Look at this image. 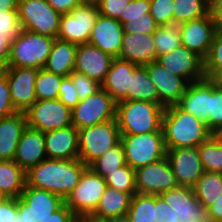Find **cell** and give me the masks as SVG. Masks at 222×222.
Instances as JSON below:
<instances>
[{
	"label": "cell",
	"mask_w": 222,
	"mask_h": 222,
	"mask_svg": "<svg viewBox=\"0 0 222 222\" xmlns=\"http://www.w3.org/2000/svg\"><path fill=\"white\" fill-rule=\"evenodd\" d=\"M153 39L157 57L174 51L182 45L180 24L172 23L159 26L153 33Z\"/></svg>",
	"instance_id": "35"
},
{
	"label": "cell",
	"mask_w": 222,
	"mask_h": 222,
	"mask_svg": "<svg viewBox=\"0 0 222 222\" xmlns=\"http://www.w3.org/2000/svg\"><path fill=\"white\" fill-rule=\"evenodd\" d=\"M166 158L179 186L193 187L204 173L198 147L167 149Z\"/></svg>",
	"instance_id": "17"
},
{
	"label": "cell",
	"mask_w": 222,
	"mask_h": 222,
	"mask_svg": "<svg viewBox=\"0 0 222 222\" xmlns=\"http://www.w3.org/2000/svg\"><path fill=\"white\" fill-rule=\"evenodd\" d=\"M11 42L4 35H0V67H7L10 57Z\"/></svg>",
	"instance_id": "55"
},
{
	"label": "cell",
	"mask_w": 222,
	"mask_h": 222,
	"mask_svg": "<svg viewBox=\"0 0 222 222\" xmlns=\"http://www.w3.org/2000/svg\"><path fill=\"white\" fill-rule=\"evenodd\" d=\"M209 15L222 31V0H209Z\"/></svg>",
	"instance_id": "54"
},
{
	"label": "cell",
	"mask_w": 222,
	"mask_h": 222,
	"mask_svg": "<svg viewBox=\"0 0 222 222\" xmlns=\"http://www.w3.org/2000/svg\"><path fill=\"white\" fill-rule=\"evenodd\" d=\"M116 119L78 130V158L87 166L120 142Z\"/></svg>",
	"instance_id": "7"
},
{
	"label": "cell",
	"mask_w": 222,
	"mask_h": 222,
	"mask_svg": "<svg viewBox=\"0 0 222 222\" xmlns=\"http://www.w3.org/2000/svg\"><path fill=\"white\" fill-rule=\"evenodd\" d=\"M79 222H91L88 219H80Z\"/></svg>",
	"instance_id": "61"
},
{
	"label": "cell",
	"mask_w": 222,
	"mask_h": 222,
	"mask_svg": "<svg viewBox=\"0 0 222 222\" xmlns=\"http://www.w3.org/2000/svg\"><path fill=\"white\" fill-rule=\"evenodd\" d=\"M65 204L62 197L52 192L25 186L17 198V210L27 222H40Z\"/></svg>",
	"instance_id": "14"
},
{
	"label": "cell",
	"mask_w": 222,
	"mask_h": 222,
	"mask_svg": "<svg viewBox=\"0 0 222 222\" xmlns=\"http://www.w3.org/2000/svg\"><path fill=\"white\" fill-rule=\"evenodd\" d=\"M131 0H95L100 15L118 20Z\"/></svg>",
	"instance_id": "45"
},
{
	"label": "cell",
	"mask_w": 222,
	"mask_h": 222,
	"mask_svg": "<svg viewBox=\"0 0 222 222\" xmlns=\"http://www.w3.org/2000/svg\"><path fill=\"white\" fill-rule=\"evenodd\" d=\"M126 164L134 170L166 157L163 131L146 134H121Z\"/></svg>",
	"instance_id": "6"
},
{
	"label": "cell",
	"mask_w": 222,
	"mask_h": 222,
	"mask_svg": "<svg viewBox=\"0 0 222 222\" xmlns=\"http://www.w3.org/2000/svg\"><path fill=\"white\" fill-rule=\"evenodd\" d=\"M137 67L133 62L114 58L101 87L118 103L127 101V90H130V73Z\"/></svg>",
	"instance_id": "27"
},
{
	"label": "cell",
	"mask_w": 222,
	"mask_h": 222,
	"mask_svg": "<svg viewBox=\"0 0 222 222\" xmlns=\"http://www.w3.org/2000/svg\"><path fill=\"white\" fill-rule=\"evenodd\" d=\"M59 14L70 13L86 0H46Z\"/></svg>",
	"instance_id": "52"
},
{
	"label": "cell",
	"mask_w": 222,
	"mask_h": 222,
	"mask_svg": "<svg viewBox=\"0 0 222 222\" xmlns=\"http://www.w3.org/2000/svg\"><path fill=\"white\" fill-rule=\"evenodd\" d=\"M72 125L78 130L116 119V102L102 87L72 109Z\"/></svg>",
	"instance_id": "11"
},
{
	"label": "cell",
	"mask_w": 222,
	"mask_h": 222,
	"mask_svg": "<svg viewBox=\"0 0 222 222\" xmlns=\"http://www.w3.org/2000/svg\"><path fill=\"white\" fill-rule=\"evenodd\" d=\"M77 46L56 38L43 68L63 77L70 75L74 71Z\"/></svg>",
	"instance_id": "29"
},
{
	"label": "cell",
	"mask_w": 222,
	"mask_h": 222,
	"mask_svg": "<svg viewBox=\"0 0 222 222\" xmlns=\"http://www.w3.org/2000/svg\"><path fill=\"white\" fill-rule=\"evenodd\" d=\"M148 13H150V0H131L118 20L123 24L127 22V18L144 17V14Z\"/></svg>",
	"instance_id": "48"
},
{
	"label": "cell",
	"mask_w": 222,
	"mask_h": 222,
	"mask_svg": "<svg viewBox=\"0 0 222 222\" xmlns=\"http://www.w3.org/2000/svg\"><path fill=\"white\" fill-rule=\"evenodd\" d=\"M9 197L4 194L2 191H0V204L5 202Z\"/></svg>",
	"instance_id": "60"
},
{
	"label": "cell",
	"mask_w": 222,
	"mask_h": 222,
	"mask_svg": "<svg viewBox=\"0 0 222 222\" xmlns=\"http://www.w3.org/2000/svg\"><path fill=\"white\" fill-rule=\"evenodd\" d=\"M123 35V25L119 20L98 14L88 43L117 58L121 50Z\"/></svg>",
	"instance_id": "22"
},
{
	"label": "cell",
	"mask_w": 222,
	"mask_h": 222,
	"mask_svg": "<svg viewBox=\"0 0 222 222\" xmlns=\"http://www.w3.org/2000/svg\"><path fill=\"white\" fill-rule=\"evenodd\" d=\"M181 44L213 70H222V31L208 14L180 24Z\"/></svg>",
	"instance_id": "2"
},
{
	"label": "cell",
	"mask_w": 222,
	"mask_h": 222,
	"mask_svg": "<svg viewBox=\"0 0 222 222\" xmlns=\"http://www.w3.org/2000/svg\"><path fill=\"white\" fill-rule=\"evenodd\" d=\"M113 57L92 44L85 43L77 46L74 71L102 84L113 61Z\"/></svg>",
	"instance_id": "21"
},
{
	"label": "cell",
	"mask_w": 222,
	"mask_h": 222,
	"mask_svg": "<svg viewBox=\"0 0 222 222\" xmlns=\"http://www.w3.org/2000/svg\"><path fill=\"white\" fill-rule=\"evenodd\" d=\"M166 149L198 147L211 137L207 124L178 105L166 107L162 116Z\"/></svg>",
	"instance_id": "3"
},
{
	"label": "cell",
	"mask_w": 222,
	"mask_h": 222,
	"mask_svg": "<svg viewBox=\"0 0 222 222\" xmlns=\"http://www.w3.org/2000/svg\"><path fill=\"white\" fill-rule=\"evenodd\" d=\"M18 0H0V11H18Z\"/></svg>",
	"instance_id": "56"
},
{
	"label": "cell",
	"mask_w": 222,
	"mask_h": 222,
	"mask_svg": "<svg viewBox=\"0 0 222 222\" xmlns=\"http://www.w3.org/2000/svg\"><path fill=\"white\" fill-rule=\"evenodd\" d=\"M160 196L179 217V222H203L207 220L206 209L197 200L192 187L178 186Z\"/></svg>",
	"instance_id": "19"
},
{
	"label": "cell",
	"mask_w": 222,
	"mask_h": 222,
	"mask_svg": "<svg viewBox=\"0 0 222 222\" xmlns=\"http://www.w3.org/2000/svg\"><path fill=\"white\" fill-rule=\"evenodd\" d=\"M25 186L26 172L15 161H0V191L18 198Z\"/></svg>",
	"instance_id": "30"
},
{
	"label": "cell",
	"mask_w": 222,
	"mask_h": 222,
	"mask_svg": "<svg viewBox=\"0 0 222 222\" xmlns=\"http://www.w3.org/2000/svg\"><path fill=\"white\" fill-rule=\"evenodd\" d=\"M206 217L210 222H222V191L219 198L206 209Z\"/></svg>",
	"instance_id": "53"
},
{
	"label": "cell",
	"mask_w": 222,
	"mask_h": 222,
	"mask_svg": "<svg viewBox=\"0 0 222 222\" xmlns=\"http://www.w3.org/2000/svg\"><path fill=\"white\" fill-rule=\"evenodd\" d=\"M16 112L11 100L6 73L2 71L0 73V119Z\"/></svg>",
	"instance_id": "46"
},
{
	"label": "cell",
	"mask_w": 222,
	"mask_h": 222,
	"mask_svg": "<svg viewBox=\"0 0 222 222\" xmlns=\"http://www.w3.org/2000/svg\"><path fill=\"white\" fill-rule=\"evenodd\" d=\"M177 105L205 122L210 130L211 73L205 79L190 83Z\"/></svg>",
	"instance_id": "20"
},
{
	"label": "cell",
	"mask_w": 222,
	"mask_h": 222,
	"mask_svg": "<svg viewBox=\"0 0 222 222\" xmlns=\"http://www.w3.org/2000/svg\"><path fill=\"white\" fill-rule=\"evenodd\" d=\"M174 0H150V16L159 25L173 23Z\"/></svg>",
	"instance_id": "41"
},
{
	"label": "cell",
	"mask_w": 222,
	"mask_h": 222,
	"mask_svg": "<svg viewBox=\"0 0 222 222\" xmlns=\"http://www.w3.org/2000/svg\"><path fill=\"white\" fill-rule=\"evenodd\" d=\"M21 29L18 11H0V35L12 43Z\"/></svg>",
	"instance_id": "43"
},
{
	"label": "cell",
	"mask_w": 222,
	"mask_h": 222,
	"mask_svg": "<svg viewBox=\"0 0 222 222\" xmlns=\"http://www.w3.org/2000/svg\"><path fill=\"white\" fill-rule=\"evenodd\" d=\"M132 194L107 187L101 196L96 210L87 218L91 222H103L112 217L127 214Z\"/></svg>",
	"instance_id": "28"
},
{
	"label": "cell",
	"mask_w": 222,
	"mask_h": 222,
	"mask_svg": "<svg viewBox=\"0 0 222 222\" xmlns=\"http://www.w3.org/2000/svg\"><path fill=\"white\" fill-rule=\"evenodd\" d=\"M24 113L28 127L41 132L72 125V110L59 99L36 100Z\"/></svg>",
	"instance_id": "12"
},
{
	"label": "cell",
	"mask_w": 222,
	"mask_h": 222,
	"mask_svg": "<svg viewBox=\"0 0 222 222\" xmlns=\"http://www.w3.org/2000/svg\"><path fill=\"white\" fill-rule=\"evenodd\" d=\"M72 82L76 88V93L79 100L85 99L94 94L98 89L101 88L96 80L87 77L85 74L73 71L70 74Z\"/></svg>",
	"instance_id": "44"
},
{
	"label": "cell",
	"mask_w": 222,
	"mask_h": 222,
	"mask_svg": "<svg viewBox=\"0 0 222 222\" xmlns=\"http://www.w3.org/2000/svg\"><path fill=\"white\" fill-rule=\"evenodd\" d=\"M103 222H131V221H130L128 215L125 214V215H121L118 217H112V218L106 219Z\"/></svg>",
	"instance_id": "58"
},
{
	"label": "cell",
	"mask_w": 222,
	"mask_h": 222,
	"mask_svg": "<svg viewBox=\"0 0 222 222\" xmlns=\"http://www.w3.org/2000/svg\"><path fill=\"white\" fill-rule=\"evenodd\" d=\"M44 141L48 159H78V129L75 126L44 132Z\"/></svg>",
	"instance_id": "23"
},
{
	"label": "cell",
	"mask_w": 222,
	"mask_h": 222,
	"mask_svg": "<svg viewBox=\"0 0 222 222\" xmlns=\"http://www.w3.org/2000/svg\"><path fill=\"white\" fill-rule=\"evenodd\" d=\"M144 100L159 103V95L154 83L144 66H137L130 73V90H127V101Z\"/></svg>",
	"instance_id": "31"
},
{
	"label": "cell",
	"mask_w": 222,
	"mask_h": 222,
	"mask_svg": "<svg viewBox=\"0 0 222 222\" xmlns=\"http://www.w3.org/2000/svg\"><path fill=\"white\" fill-rule=\"evenodd\" d=\"M87 167L79 158H46L26 172V186L52 192L65 200L79 183Z\"/></svg>",
	"instance_id": "1"
},
{
	"label": "cell",
	"mask_w": 222,
	"mask_h": 222,
	"mask_svg": "<svg viewBox=\"0 0 222 222\" xmlns=\"http://www.w3.org/2000/svg\"><path fill=\"white\" fill-rule=\"evenodd\" d=\"M118 58L133 62L137 66H145L156 61L153 34L124 33Z\"/></svg>",
	"instance_id": "25"
},
{
	"label": "cell",
	"mask_w": 222,
	"mask_h": 222,
	"mask_svg": "<svg viewBox=\"0 0 222 222\" xmlns=\"http://www.w3.org/2000/svg\"><path fill=\"white\" fill-rule=\"evenodd\" d=\"M177 213L160 195H155L154 222H179Z\"/></svg>",
	"instance_id": "49"
},
{
	"label": "cell",
	"mask_w": 222,
	"mask_h": 222,
	"mask_svg": "<svg viewBox=\"0 0 222 222\" xmlns=\"http://www.w3.org/2000/svg\"><path fill=\"white\" fill-rule=\"evenodd\" d=\"M10 88V96L17 112H26L37 100L35 96V83L39 69L32 67H6Z\"/></svg>",
	"instance_id": "16"
},
{
	"label": "cell",
	"mask_w": 222,
	"mask_h": 222,
	"mask_svg": "<svg viewBox=\"0 0 222 222\" xmlns=\"http://www.w3.org/2000/svg\"><path fill=\"white\" fill-rule=\"evenodd\" d=\"M126 165L124 149L119 142L114 147L108 149L104 154L95 159L90 167L97 175L105 177L108 173L116 171Z\"/></svg>",
	"instance_id": "34"
},
{
	"label": "cell",
	"mask_w": 222,
	"mask_h": 222,
	"mask_svg": "<svg viewBox=\"0 0 222 222\" xmlns=\"http://www.w3.org/2000/svg\"><path fill=\"white\" fill-rule=\"evenodd\" d=\"M98 14L94 0H86L70 13L62 14L57 39L77 45L88 43Z\"/></svg>",
	"instance_id": "10"
},
{
	"label": "cell",
	"mask_w": 222,
	"mask_h": 222,
	"mask_svg": "<svg viewBox=\"0 0 222 222\" xmlns=\"http://www.w3.org/2000/svg\"><path fill=\"white\" fill-rule=\"evenodd\" d=\"M192 188L197 200L207 209L221 194L222 173L204 172Z\"/></svg>",
	"instance_id": "32"
},
{
	"label": "cell",
	"mask_w": 222,
	"mask_h": 222,
	"mask_svg": "<svg viewBox=\"0 0 222 222\" xmlns=\"http://www.w3.org/2000/svg\"><path fill=\"white\" fill-rule=\"evenodd\" d=\"M122 25L124 33L130 34H153L159 27L150 13L144 14V17L127 18V22Z\"/></svg>",
	"instance_id": "42"
},
{
	"label": "cell",
	"mask_w": 222,
	"mask_h": 222,
	"mask_svg": "<svg viewBox=\"0 0 222 222\" xmlns=\"http://www.w3.org/2000/svg\"><path fill=\"white\" fill-rule=\"evenodd\" d=\"M173 23L182 24L209 14V0H174Z\"/></svg>",
	"instance_id": "33"
},
{
	"label": "cell",
	"mask_w": 222,
	"mask_h": 222,
	"mask_svg": "<svg viewBox=\"0 0 222 222\" xmlns=\"http://www.w3.org/2000/svg\"><path fill=\"white\" fill-rule=\"evenodd\" d=\"M156 62L189 83L205 79L214 71L200 56L185 46L157 57Z\"/></svg>",
	"instance_id": "13"
},
{
	"label": "cell",
	"mask_w": 222,
	"mask_h": 222,
	"mask_svg": "<svg viewBox=\"0 0 222 222\" xmlns=\"http://www.w3.org/2000/svg\"><path fill=\"white\" fill-rule=\"evenodd\" d=\"M178 186L166 157L135 170L137 193L160 195Z\"/></svg>",
	"instance_id": "15"
},
{
	"label": "cell",
	"mask_w": 222,
	"mask_h": 222,
	"mask_svg": "<svg viewBox=\"0 0 222 222\" xmlns=\"http://www.w3.org/2000/svg\"><path fill=\"white\" fill-rule=\"evenodd\" d=\"M63 76L39 69L35 83V96L37 100H56L59 98V88Z\"/></svg>",
	"instance_id": "36"
},
{
	"label": "cell",
	"mask_w": 222,
	"mask_h": 222,
	"mask_svg": "<svg viewBox=\"0 0 222 222\" xmlns=\"http://www.w3.org/2000/svg\"><path fill=\"white\" fill-rule=\"evenodd\" d=\"M211 136L216 140V142L222 147V127L215 129Z\"/></svg>",
	"instance_id": "57"
},
{
	"label": "cell",
	"mask_w": 222,
	"mask_h": 222,
	"mask_svg": "<svg viewBox=\"0 0 222 222\" xmlns=\"http://www.w3.org/2000/svg\"><path fill=\"white\" fill-rule=\"evenodd\" d=\"M164 107L144 100L116 103V120L121 134H146L163 131Z\"/></svg>",
	"instance_id": "4"
},
{
	"label": "cell",
	"mask_w": 222,
	"mask_h": 222,
	"mask_svg": "<svg viewBox=\"0 0 222 222\" xmlns=\"http://www.w3.org/2000/svg\"><path fill=\"white\" fill-rule=\"evenodd\" d=\"M17 198H8L0 204V222H15Z\"/></svg>",
	"instance_id": "51"
},
{
	"label": "cell",
	"mask_w": 222,
	"mask_h": 222,
	"mask_svg": "<svg viewBox=\"0 0 222 222\" xmlns=\"http://www.w3.org/2000/svg\"><path fill=\"white\" fill-rule=\"evenodd\" d=\"M79 218L64 204L40 222H79Z\"/></svg>",
	"instance_id": "50"
},
{
	"label": "cell",
	"mask_w": 222,
	"mask_h": 222,
	"mask_svg": "<svg viewBox=\"0 0 222 222\" xmlns=\"http://www.w3.org/2000/svg\"><path fill=\"white\" fill-rule=\"evenodd\" d=\"M15 222H27L24 217V214H21L19 211L16 213Z\"/></svg>",
	"instance_id": "59"
},
{
	"label": "cell",
	"mask_w": 222,
	"mask_h": 222,
	"mask_svg": "<svg viewBox=\"0 0 222 222\" xmlns=\"http://www.w3.org/2000/svg\"><path fill=\"white\" fill-rule=\"evenodd\" d=\"M27 126L24 112L0 119V161H14L18 142Z\"/></svg>",
	"instance_id": "26"
},
{
	"label": "cell",
	"mask_w": 222,
	"mask_h": 222,
	"mask_svg": "<svg viewBox=\"0 0 222 222\" xmlns=\"http://www.w3.org/2000/svg\"><path fill=\"white\" fill-rule=\"evenodd\" d=\"M17 10L22 29L57 38L61 14L46 0H18Z\"/></svg>",
	"instance_id": "8"
},
{
	"label": "cell",
	"mask_w": 222,
	"mask_h": 222,
	"mask_svg": "<svg viewBox=\"0 0 222 222\" xmlns=\"http://www.w3.org/2000/svg\"><path fill=\"white\" fill-rule=\"evenodd\" d=\"M204 172L222 173V147L211 136L198 146Z\"/></svg>",
	"instance_id": "38"
},
{
	"label": "cell",
	"mask_w": 222,
	"mask_h": 222,
	"mask_svg": "<svg viewBox=\"0 0 222 222\" xmlns=\"http://www.w3.org/2000/svg\"><path fill=\"white\" fill-rule=\"evenodd\" d=\"M106 188L104 178L87 167L79 183L64 200L65 205L79 219H87L96 210Z\"/></svg>",
	"instance_id": "9"
},
{
	"label": "cell",
	"mask_w": 222,
	"mask_h": 222,
	"mask_svg": "<svg viewBox=\"0 0 222 222\" xmlns=\"http://www.w3.org/2000/svg\"><path fill=\"white\" fill-rule=\"evenodd\" d=\"M222 127V70L211 72L210 131Z\"/></svg>",
	"instance_id": "39"
},
{
	"label": "cell",
	"mask_w": 222,
	"mask_h": 222,
	"mask_svg": "<svg viewBox=\"0 0 222 222\" xmlns=\"http://www.w3.org/2000/svg\"><path fill=\"white\" fill-rule=\"evenodd\" d=\"M58 99L71 110L80 102L70 75L62 78Z\"/></svg>",
	"instance_id": "47"
},
{
	"label": "cell",
	"mask_w": 222,
	"mask_h": 222,
	"mask_svg": "<svg viewBox=\"0 0 222 222\" xmlns=\"http://www.w3.org/2000/svg\"><path fill=\"white\" fill-rule=\"evenodd\" d=\"M144 67L156 86L159 104L164 108L177 105L190 83L185 78L172 74L156 61Z\"/></svg>",
	"instance_id": "18"
},
{
	"label": "cell",
	"mask_w": 222,
	"mask_h": 222,
	"mask_svg": "<svg viewBox=\"0 0 222 222\" xmlns=\"http://www.w3.org/2000/svg\"><path fill=\"white\" fill-rule=\"evenodd\" d=\"M46 158L44 132L27 126L18 142L14 161L27 172Z\"/></svg>",
	"instance_id": "24"
},
{
	"label": "cell",
	"mask_w": 222,
	"mask_h": 222,
	"mask_svg": "<svg viewBox=\"0 0 222 222\" xmlns=\"http://www.w3.org/2000/svg\"><path fill=\"white\" fill-rule=\"evenodd\" d=\"M155 195L136 193L127 215L131 222H154Z\"/></svg>",
	"instance_id": "37"
},
{
	"label": "cell",
	"mask_w": 222,
	"mask_h": 222,
	"mask_svg": "<svg viewBox=\"0 0 222 222\" xmlns=\"http://www.w3.org/2000/svg\"><path fill=\"white\" fill-rule=\"evenodd\" d=\"M55 38L21 29L11 43L7 67L41 69L46 64Z\"/></svg>",
	"instance_id": "5"
},
{
	"label": "cell",
	"mask_w": 222,
	"mask_h": 222,
	"mask_svg": "<svg viewBox=\"0 0 222 222\" xmlns=\"http://www.w3.org/2000/svg\"><path fill=\"white\" fill-rule=\"evenodd\" d=\"M104 180L107 187L132 195L137 193L135 187V170L128 164L117 168L114 172L108 173L104 177Z\"/></svg>",
	"instance_id": "40"
}]
</instances>
